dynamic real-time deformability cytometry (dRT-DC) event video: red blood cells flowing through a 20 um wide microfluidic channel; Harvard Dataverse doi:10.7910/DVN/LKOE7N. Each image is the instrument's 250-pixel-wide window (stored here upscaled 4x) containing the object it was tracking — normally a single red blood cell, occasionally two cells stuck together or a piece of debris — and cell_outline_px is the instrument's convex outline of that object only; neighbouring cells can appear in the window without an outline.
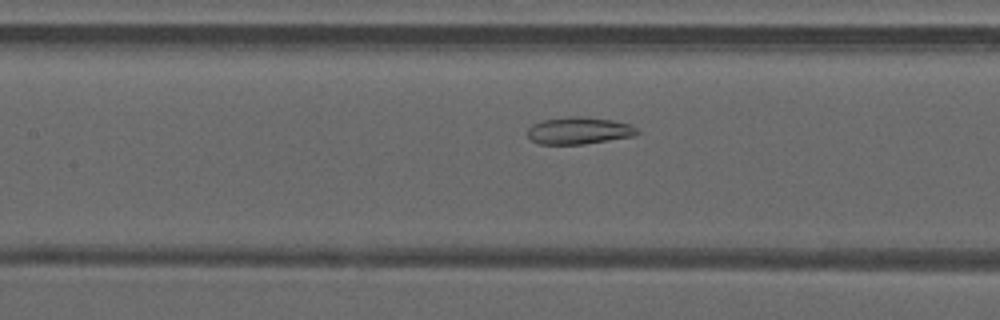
{"species": "common noctule bat (a hibernating species)", "species_latin": "Nyctalus noctula", "temperature_condition": "warm", "stored_images_in_passage": 32, "camera_frame_rate_fps": 3000, "um_per_image_px": 0.085, "animal": {"sex": "male", "forearm_length_mm": 52.5}, "frame": {"image": 1, "passage_image": 14, "time_ms": 4.333, "image_size_px": [1000, 320], "cell_outline_px": [[640, 132], [636, 136], [584, 144], [540, 144], [532, 140], [528, 136], [528, 128], [532, 124], [544, 120], [568, 116], [580, 116], [612, 120], [628, 124], [636, 128]], "centroid_in_image_um": [49.22, 11.1], "position_along_channel_um": 158.2, "area_um2": 17.28}}
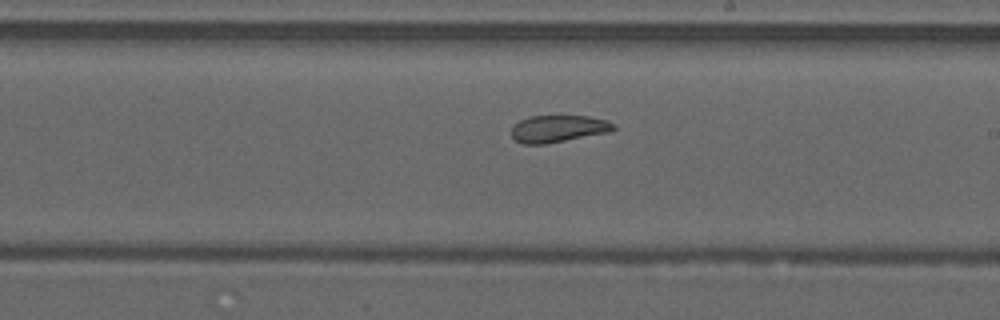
{"frame": {"image": 2, "passage_image": 20, "time_ms": 6.333, "image_size_px": [1000, 320], "cell_outline_px": [[616, 128], [612, 132], [544, 144], [524, 144], [516, 140], [512, 136], [512, 128], [520, 120], [528, 116], [588, 116], [608, 120], [616, 124]], "centroid_in_image_um": [47.51, 10.93], "position_along_channel_um": 241.5, "area_um2": 16.18}}
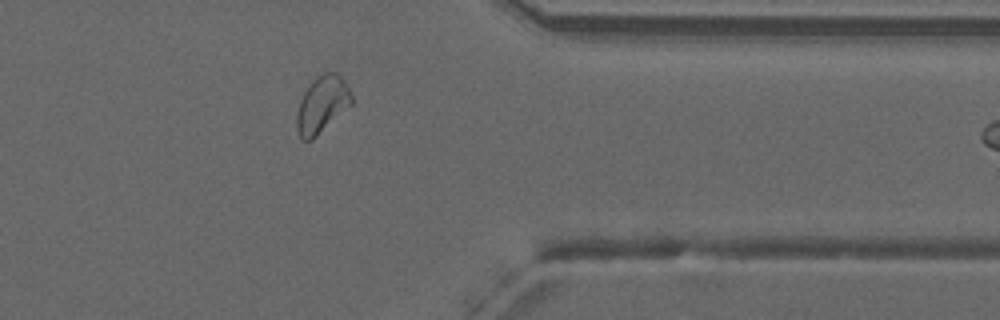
{"frame": {"image": 3, "passage_image": 31, "time_ms": 10.0, "image_size_px": [1000, 320], "cell_outline_px": [[352, 104], [312, 140], [300, 140], [296, 128], [296, 112], [300, 100], [308, 84], [316, 76], [324, 72], [336, 72], [344, 80], [352, 96]], "centroid_in_image_um": [27.34, 8.88], "position_along_channel_um": 384.1, "area_um2": 18.26}}